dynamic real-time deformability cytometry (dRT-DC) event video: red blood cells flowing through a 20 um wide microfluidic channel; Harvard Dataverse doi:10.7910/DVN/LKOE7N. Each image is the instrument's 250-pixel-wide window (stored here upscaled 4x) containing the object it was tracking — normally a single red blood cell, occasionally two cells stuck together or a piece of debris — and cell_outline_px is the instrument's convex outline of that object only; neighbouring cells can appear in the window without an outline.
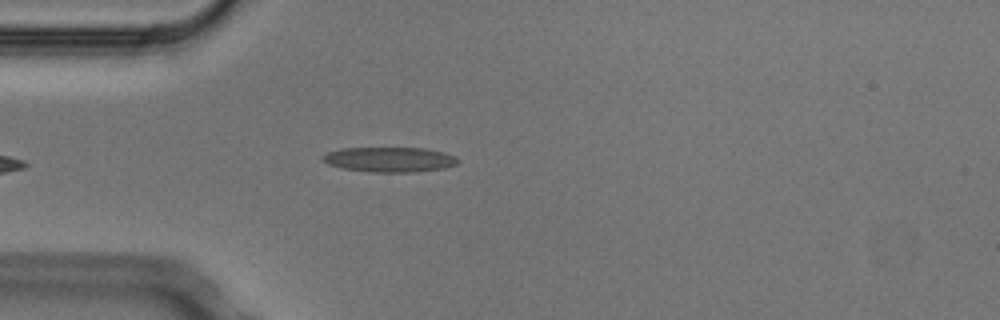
{"species": "Egyptian fruit bat (a non-hibernating species)", "species_latin": "Rousettus aegyptiacus", "temperature_condition": "cold", "stored_images_in_passage": 4, "camera_frame_rate_fps": 3000, "um_per_image_px": 0.085, "animal": {"sex": "male"}, "frame": {"image": 1, "passage_image": 4, "time_ms": 1.0, "image_size_px": [1000, 320], "cell_outline_px": [[460, 160], [456, 164], [444, 168], [416, 172], [368, 172], [344, 168], [328, 164], [320, 156], [328, 152], [340, 148], [424, 148], [444, 152], [456, 156]], "centroid_in_image_um": [33.13, 13.56], "position_along_channel_um": 51.9, "area_um2": 19.71}}